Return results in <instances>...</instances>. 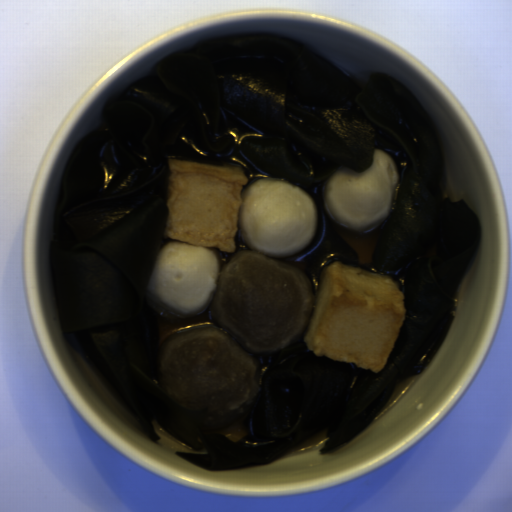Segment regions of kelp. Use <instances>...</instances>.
Instances as JSON below:
<instances>
[{"label":"kelp","mask_w":512,"mask_h":512,"mask_svg":"<svg viewBox=\"0 0 512 512\" xmlns=\"http://www.w3.org/2000/svg\"><path fill=\"white\" fill-rule=\"evenodd\" d=\"M399 174L391 212L357 233L333 222L323 184L340 166L370 167L373 150ZM235 164L249 183L274 178L311 195L319 225L287 260L308 271L341 261L396 279L405 319L379 373L308 351L304 331L260 357V388L227 415L184 409L158 386L165 339L214 322L210 311L171 317L152 304L149 268L162 243L165 162ZM445 144L398 77L363 79L288 35L206 37L168 53L109 97L70 151L57 186L49 270L61 335L155 443L154 421L205 454L175 451L208 471L269 465L325 431L327 455L362 432L419 376L448 334L461 279L482 225L444 197Z\"/></svg>","instance_id":"kelp-1"}]
</instances>
